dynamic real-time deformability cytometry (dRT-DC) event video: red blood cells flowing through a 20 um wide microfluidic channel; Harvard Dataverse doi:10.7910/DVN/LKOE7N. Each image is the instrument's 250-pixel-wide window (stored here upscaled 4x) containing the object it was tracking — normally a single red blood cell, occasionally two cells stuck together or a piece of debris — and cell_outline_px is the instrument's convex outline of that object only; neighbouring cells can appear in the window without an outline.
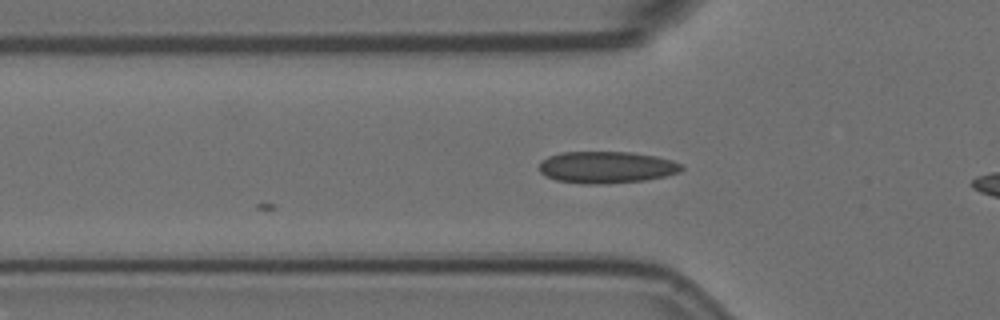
{"species": "Egyptian fruit bat (a non-hibernating species)", "species_latin": "Rousettus aegyptiacus", "temperature_condition": "room temperature", "stored_images_in_passage": 9, "camera_frame_rate_fps": 3000, "um_per_image_px": 0.085, "animal": {"sex": "female"}, "frame": {"image": 1, "passage_image": 9, "time_ms": 2.667, "image_size_px": [1000, 320], "cell_outline_px": [[684, 168], [680, 172], [664, 176], [644, 180], [604, 184], [580, 184], [556, 180], [544, 176], [540, 172], [540, 160], [548, 156], [560, 152], [632, 152], [656, 156], [672, 160], [684, 164]], "centroid_in_image_um": [51.54, 14.22], "position_along_channel_um": 74.3, "area_um2": 26.7}}